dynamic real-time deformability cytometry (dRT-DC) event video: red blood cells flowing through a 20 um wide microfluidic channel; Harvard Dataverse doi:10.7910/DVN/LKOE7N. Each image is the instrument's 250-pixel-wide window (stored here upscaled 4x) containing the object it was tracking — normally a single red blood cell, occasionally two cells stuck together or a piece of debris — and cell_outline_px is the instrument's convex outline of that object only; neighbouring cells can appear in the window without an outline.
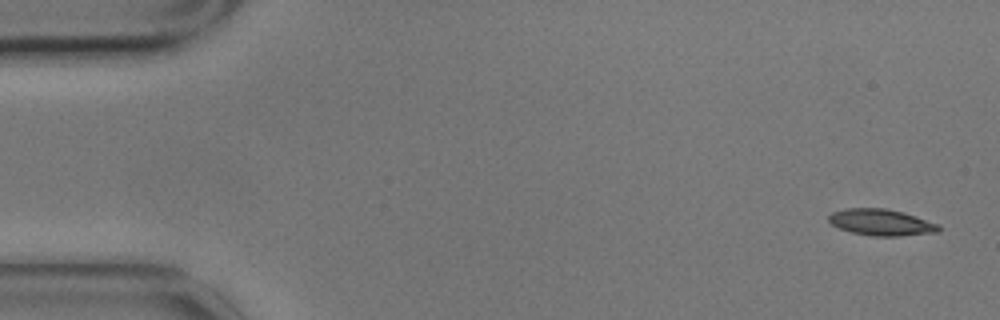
{"species": "common noctule bat (a hibernating species)", "species_latin": "Nyctalus noctula", "temperature_condition": "cold", "stored_images_in_passage": 5, "camera_frame_rate_fps": 3000, "um_per_image_px": 0.085, "animal": {"sex": "male", "body_mass_g": 17.9}, "frame": {"image": 1, "passage_image": 1, "time_ms": 0.0, "image_size_px": [1000, 320], "cell_outline_px": [[940, 232], [900, 236], [872, 236], [852, 232], [840, 228], [832, 224], [828, 220], [828, 216], [832, 212], [848, 208], [888, 208], [940, 224]], "centroid_in_image_um": [74.92, 18.9], "position_along_channel_um": 10.1, "area_um2": 16.88}}
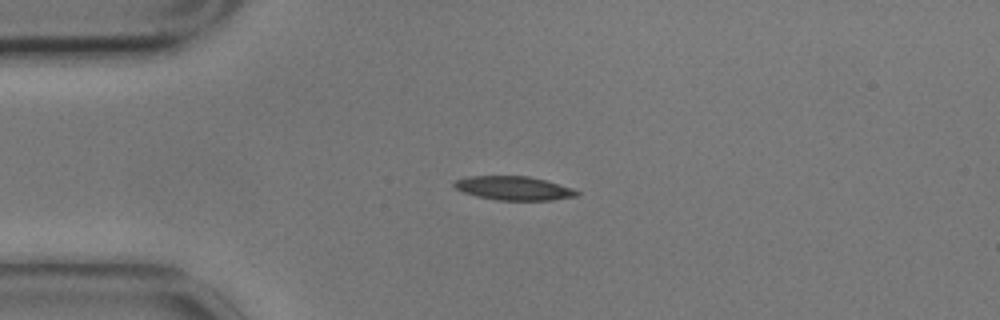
{"frame": {"image": 2, "passage_image": 4, "time_ms": 1.0, "image_size_px": [1000, 320], "cell_outline_px": [[580, 196], [552, 200], [496, 200], [476, 196], [464, 192], [456, 188], [452, 184], [456, 180], [468, 176], [528, 176], [544, 180], [572, 188], [580, 192]], "centroid_in_image_um": [43.68, 16.0], "position_along_channel_um": 41.3, "area_um2": 16.99}}